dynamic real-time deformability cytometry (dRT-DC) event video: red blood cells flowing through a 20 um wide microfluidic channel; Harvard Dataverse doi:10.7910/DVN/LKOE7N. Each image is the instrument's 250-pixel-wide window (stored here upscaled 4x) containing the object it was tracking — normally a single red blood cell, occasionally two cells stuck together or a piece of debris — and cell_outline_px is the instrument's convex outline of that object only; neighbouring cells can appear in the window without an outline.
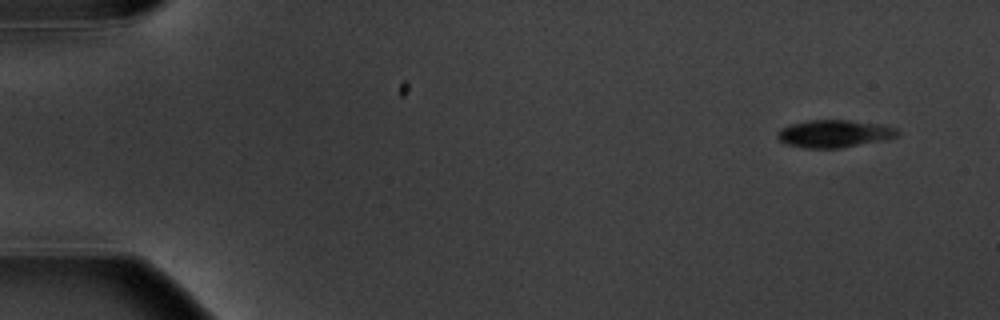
{"species": "common noctule bat (a hibernating species)", "species_latin": "Nyctalus noctula", "temperature_condition": "warm", "stored_images_in_passage": 6, "camera_frame_rate_fps": 3000, "um_per_image_px": 0.085, "animal": {"sex": "male", "body_mass_g": 20.1, "forearm_length_mm": 53.5}, "frame": {"image": 1, "passage_image": 1, "time_ms": 0.0, "image_size_px": [1000, 320], "cell_outline_px": [[900, 136], [888, 140], [840, 148], [804, 148], [788, 144], [780, 140], [776, 136], [780, 128], [792, 124], [808, 120], [848, 120], [880, 124], [896, 128], [900, 132]], "centroid_in_image_um": [70.97, 11.37], "position_along_channel_um": 14.0, "area_um2": 19.42}}